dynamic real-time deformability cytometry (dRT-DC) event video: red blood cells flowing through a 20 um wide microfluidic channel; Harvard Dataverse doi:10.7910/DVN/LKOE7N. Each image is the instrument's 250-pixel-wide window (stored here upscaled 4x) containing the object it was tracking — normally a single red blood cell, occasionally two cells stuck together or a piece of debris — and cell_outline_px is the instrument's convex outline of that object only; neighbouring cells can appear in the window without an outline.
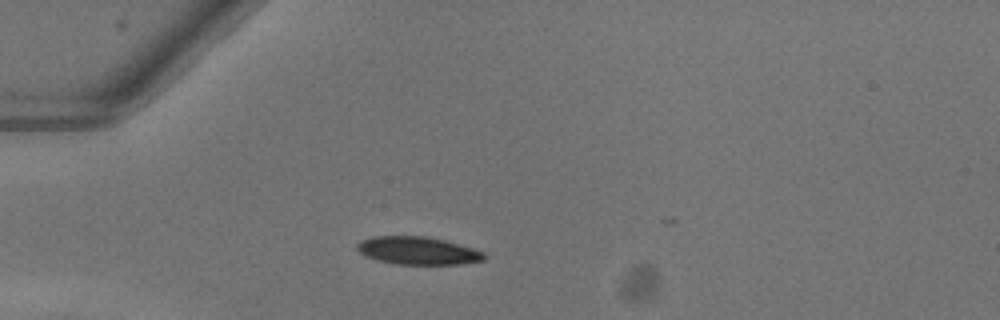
{"species": "common noctule bat (a hibernating species)", "species_latin": "Nyctalus noctula", "temperature_condition": "warm", "stored_images_in_passage": 32, "camera_frame_rate_fps": 3000, "um_per_image_px": 0.085, "animal": {"sex": "female"}, "frame": {"image": 1, "passage_image": 1, "time_ms": 0.0, "image_size_px": [1000, 320], "cell_outline_px": [[484, 260], [460, 264], [396, 264], [376, 260], [360, 252], [356, 248], [356, 244], [360, 240], [372, 236], [424, 236], [444, 240], [472, 248], [484, 252]], "centroid_in_image_um": [35.47, 21.3], "position_along_channel_um": 49.5, "area_um2": 20.46}}
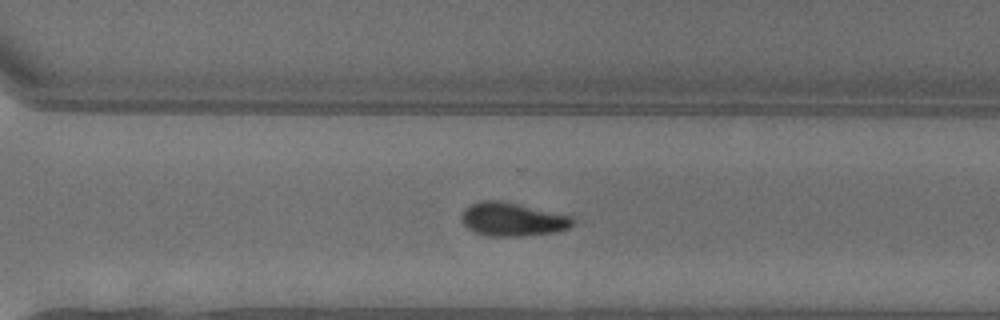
{"frame": {"image": 2, "passage_image": 23, "time_ms": 7.333, "image_size_px": [1000, 320], "cell_outline_px": [[572, 224], [568, 228], [556, 232], [520, 236], [488, 236], [476, 232], [468, 228], [460, 220], [460, 216], [464, 208], [480, 200], [500, 200], [572, 216]], "centroid_in_image_um": [43.51, 18.64], "position_along_channel_um": 327.1, "area_um2": 21.62}}
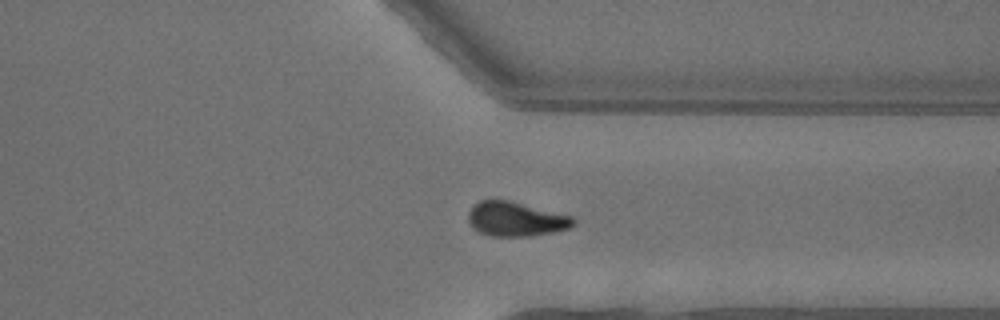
{"frame": {"image": 3, "passage_image": 26, "time_ms": 8.333, "image_size_px": [1000, 320], "cell_outline_px": [[576, 224], [568, 228], [556, 232], [528, 236], [488, 236], [472, 228], [468, 220], [468, 212], [472, 204], [480, 200], [508, 200], [572, 216], [576, 220]], "centroid_in_image_um": [43.82, 18.62], "position_along_channel_um": 367.6, "area_um2": 21.21}}